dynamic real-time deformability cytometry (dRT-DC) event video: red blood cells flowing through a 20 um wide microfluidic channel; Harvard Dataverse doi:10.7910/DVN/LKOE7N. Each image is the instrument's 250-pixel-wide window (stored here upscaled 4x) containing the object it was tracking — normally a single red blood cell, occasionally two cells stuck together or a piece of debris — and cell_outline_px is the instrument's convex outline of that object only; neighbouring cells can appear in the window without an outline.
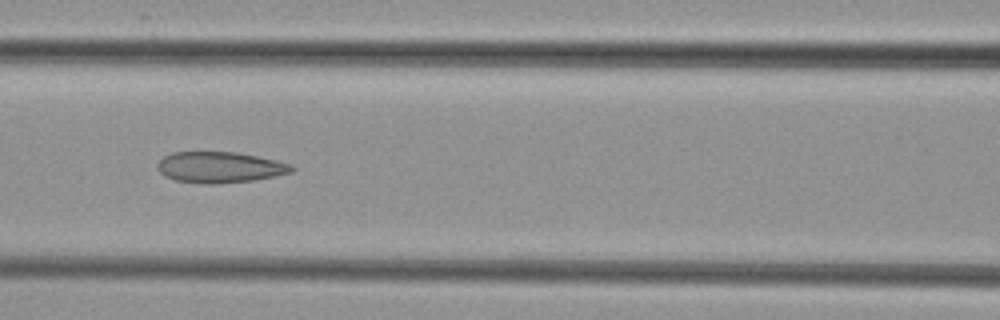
{"species": "common noctule bat (a hibernating species)", "species_latin": "Nyctalus noctula", "temperature_condition": "cold", "stored_images_in_passage": 9, "camera_frame_rate_fps": 3000, "um_per_image_px": 0.085, "animal": {"sex": "female", "body_mass_g": 29.2, "forearm_length_mm": 56.3}, "frame": {"image": 1, "passage_image": 7, "time_ms": 7.667, "image_size_px": [1000, 320], "cell_outline_px": [[296, 168], [292, 172], [276, 176], [252, 180], [216, 184], [208, 184], [176, 180], [164, 176], [160, 172], [156, 164], [164, 156], [172, 152], [236, 152], [256, 156], [292, 164]], "centroid_in_image_um": [18.69, 14.22], "position_along_channel_um": 147.9, "area_um2": 24.16}}
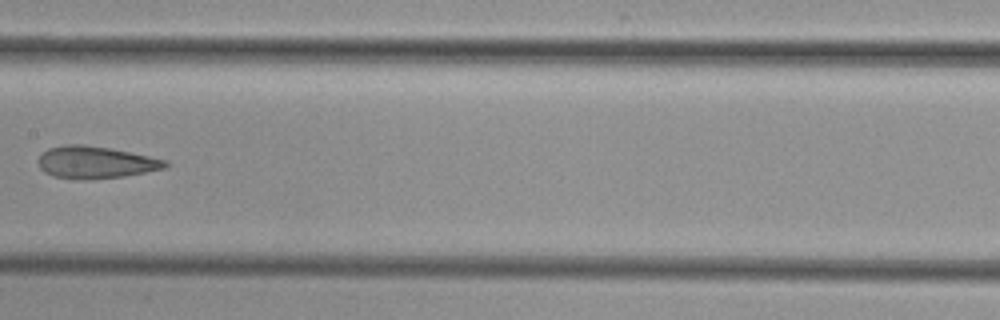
{"frame": {"image": 2, "passage_image": 8, "time_ms": 9.0, "image_size_px": [1000, 320], "cell_outline_px": [[168, 164], [164, 168], [124, 176], [92, 180], [88, 180], [52, 176], [44, 172], [40, 168], [36, 160], [48, 148], [68, 144], [84, 144], [112, 148], [168, 160]], "centroid_in_image_um": [8.1, 13.79], "position_along_channel_um": 199.3, "area_um2": 23.93}}
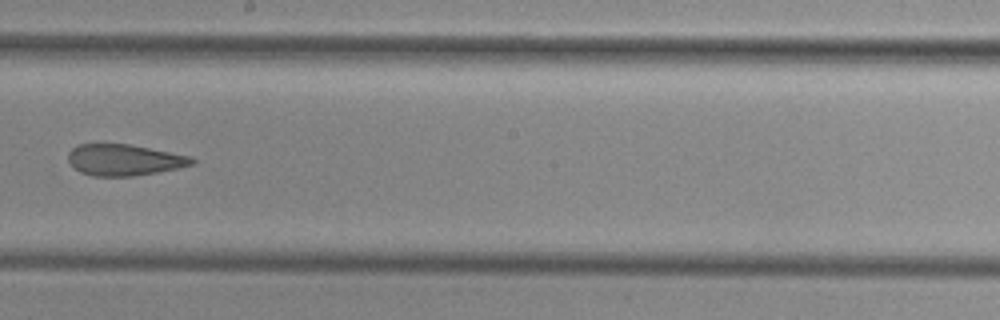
{"frame": {"image": 3, "passage_image": 9, "time_ms": 10.0, "image_size_px": [1000, 320], "cell_outline_px": [[196, 164], [180, 168], [132, 176], [92, 176], [80, 172], [72, 168], [68, 160], [68, 152], [76, 144], [128, 144], [192, 156], [196, 160]], "centroid_in_image_um": [10.55, 13.59], "position_along_channel_um": 237.6, "area_um2": 22.77}}